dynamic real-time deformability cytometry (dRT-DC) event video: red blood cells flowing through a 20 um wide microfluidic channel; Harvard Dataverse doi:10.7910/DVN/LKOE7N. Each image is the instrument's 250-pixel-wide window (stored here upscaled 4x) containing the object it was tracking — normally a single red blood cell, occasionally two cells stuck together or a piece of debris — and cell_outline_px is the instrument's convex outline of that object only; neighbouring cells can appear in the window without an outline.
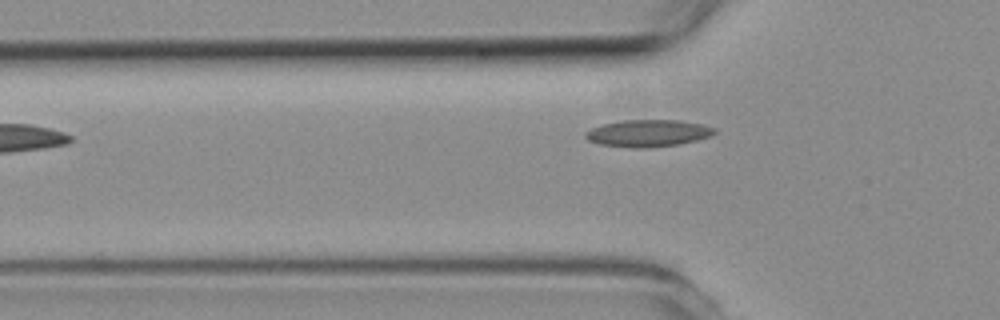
{"species": "common noctule bat (a hibernating species)", "species_latin": "Nyctalus noctula", "temperature_condition": "room temperature", "stored_images_in_passage": 3, "camera_frame_rate_fps": 3000, "um_per_image_px": 0.085, "animal": {"sex": "female", "body_mass_g": 19.3, "forearm_length_mm": 54.1}, "frame": {"image": 1, "passage_image": 3, "time_ms": 2.333, "image_size_px": [1000, 320], "cell_outline_px": [[716, 132], [708, 136], [696, 140], [680, 144], [644, 148], [628, 148], [600, 144], [588, 140], [584, 136], [584, 132], [592, 128], [604, 124], [624, 120], [680, 120], [700, 124], [716, 128]], "centroid_in_image_um": [55.06, 11.33], "position_along_channel_um": 70.7, "area_um2": 20.23}}